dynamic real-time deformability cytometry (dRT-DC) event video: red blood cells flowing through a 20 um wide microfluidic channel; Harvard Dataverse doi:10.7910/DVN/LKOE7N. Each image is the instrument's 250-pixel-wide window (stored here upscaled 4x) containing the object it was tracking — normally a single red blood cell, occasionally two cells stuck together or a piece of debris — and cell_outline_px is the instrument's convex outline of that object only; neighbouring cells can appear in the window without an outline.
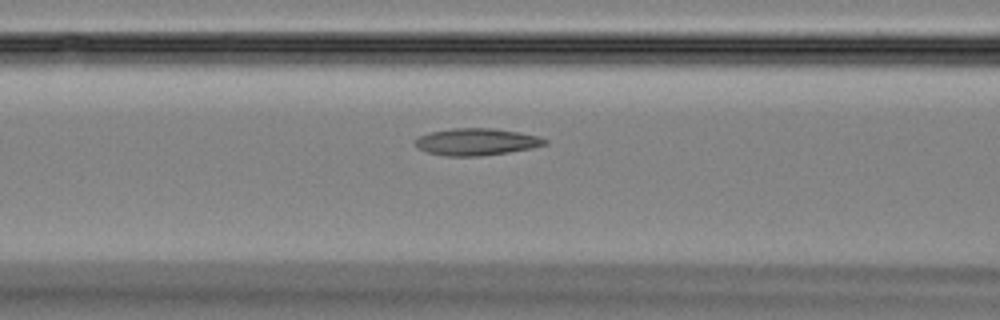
{"species": "Egyptian fruit bat (a non-hibernating species)", "species_latin": "Rousettus aegyptiacus", "temperature_condition": "room temperature", "stored_images_in_passage": 49, "camera_frame_rate_fps": 3000, "um_per_image_px": 0.085, "animal": {"sex": "female"}, "frame": {"image": 1, "passage_image": 20, "time_ms": 6.333, "image_size_px": [1000, 320], "cell_outline_px": [[548, 144], [532, 148], [508, 152], [480, 156], [444, 156], [428, 152], [416, 148], [412, 140], [428, 132], [452, 128], [492, 128], [520, 132], [536, 136], [548, 140]], "centroid_in_image_um": [40.45, 12.05], "position_along_channel_um": 126.1, "area_um2": 20.58}}
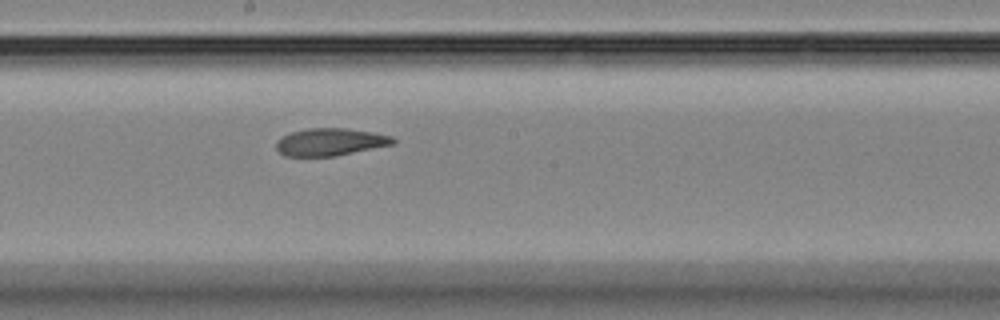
{"frame": {"image": 2, "passage_image": 27, "time_ms": 8.667, "image_size_px": [1000, 320], "cell_outline_px": [[396, 144], [336, 156], [284, 156], [276, 148], [276, 140], [280, 136], [292, 132], [308, 128], [344, 128], [372, 132], [392, 136], [396, 140]], "centroid_in_image_um": [28.08, 12.07], "position_along_channel_um": 220.1, "area_um2": 18.84}}
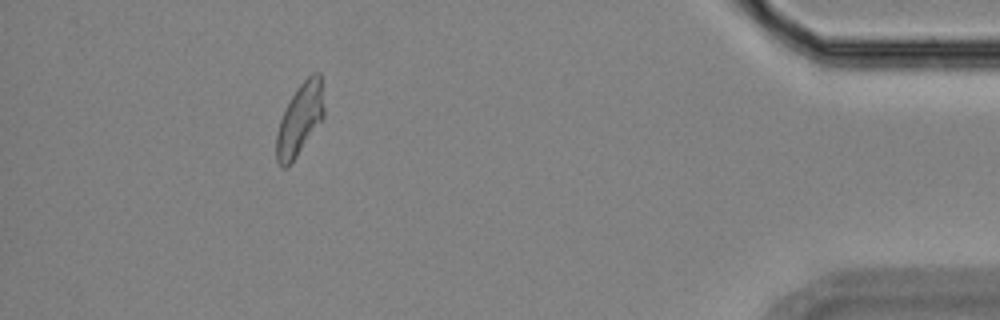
{"frame": {"image": 3, "passage_image": 45, "time_ms": 14.667, "image_size_px": [1000, 320], "cell_outline_px": [[324, 116], [296, 156], [284, 168], [276, 160], [276, 132], [280, 120], [296, 88], [312, 72], [320, 72], [324, 108]], "centroid_in_image_um": [25.48, 10.1], "position_along_channel_um": 409.7, "area_um2": 19.36}}